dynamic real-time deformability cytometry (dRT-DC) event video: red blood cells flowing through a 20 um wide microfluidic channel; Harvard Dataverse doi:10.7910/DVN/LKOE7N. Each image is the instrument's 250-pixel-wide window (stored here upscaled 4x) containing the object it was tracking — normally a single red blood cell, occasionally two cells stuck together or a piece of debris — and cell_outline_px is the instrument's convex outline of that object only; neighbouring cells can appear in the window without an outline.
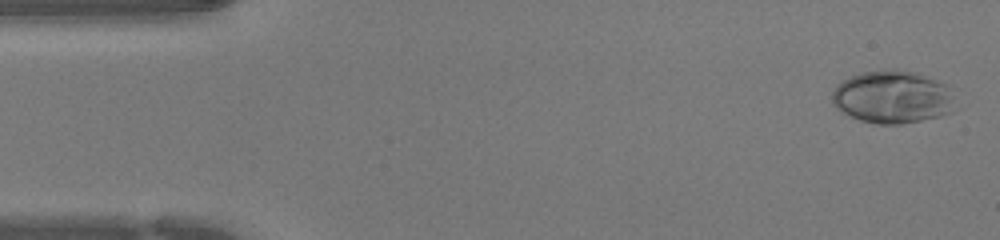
{"species": "human", "species_latin": "Homo sapiens", "temperature_condition": "warm", "stored_images_in_passage": 43, "camera_frame_rate_fps": 3000, "um_per_image_px": 0.085, "donor": {"sex": "female"}, "frame": {"image": 1, "passage_image": 1, "time_ms": 0.0, "image_size_px": [1000, 240], "cell_outline_px": [[952, 112], [940, 116], [900, 124], [876, 124], [860, 120], [836, 108], [832, 104], [832, 92], [836, 84], [852, 76], [864, 72], [892, 68], [900, 68], [916, 72], [948, 84], [952, 96]], "centroid_in_image_um": [75.85, 8.22], "position_along_channel_um": 9.1, "area_um2": 37.97}}
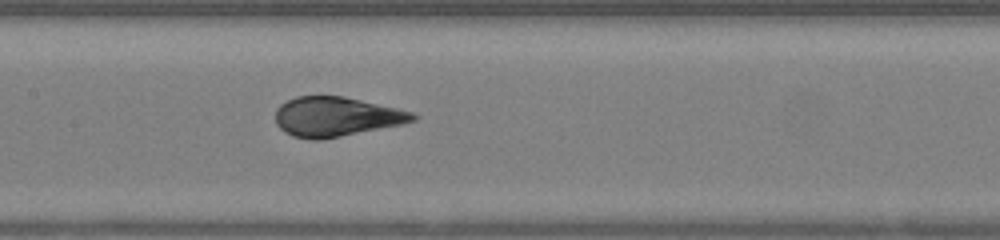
{"frame": {"image": 2, "passage_image": 20, "time_ms": 6.333, "image_size_px": [1000, 240], "cell_outline_px": [[420, 116], [416, 120], [400, 124], [320, 140], [312, 140], [292, 136], [284, 132], [276, 124], [276, 108], [280, 104], [296, 96], [344, 96], [396, 108], [412, 112]], "centroid_in_image_um": [28.54, 9.92], "position_along_channel_um": 178.9, "area_um2": 31.44}}
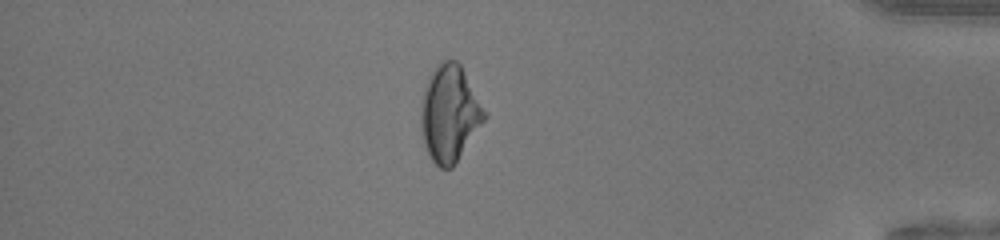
{"frame": {"image": 3, "passage_image": 37, "time_ms": 12.0, "image_size_px": [1000, 240], "cell_outline_px": [[488, 116], [452, 168], [440, 168], [432, 160], [424, 144], [420, 128], [420, 108], [424, 88], [428, 76], [440, 60], [456, 60], [460, 64]], "centroid_in_image_um": [38.19, 9.64], "position_along_channel_um": 397.0, "area_um2": 35.66}}